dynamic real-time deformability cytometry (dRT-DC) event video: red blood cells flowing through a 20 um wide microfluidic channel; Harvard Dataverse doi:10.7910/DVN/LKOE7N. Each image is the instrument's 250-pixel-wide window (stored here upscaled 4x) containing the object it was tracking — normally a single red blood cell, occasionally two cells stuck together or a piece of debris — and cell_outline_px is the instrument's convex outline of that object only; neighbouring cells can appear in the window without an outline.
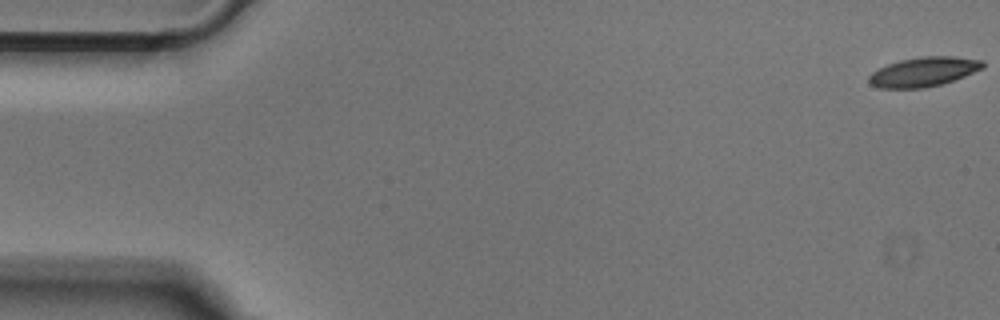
{"species": "Egyptian fruit bat (a non-hibernating species)", "species_latin": "Rousettus aegyptiacus", "temperature_condition": "cold", "stored_images_in_passage": 52, "camera_frame_rate_fps": 3000, "um_per_image_px": 0.085, "animal": {"sex": "male"}, "frame": {"image": 1, "passage_image": 1, "time_ms": 0.0, "image_size_px": [1000, 320], "cell_outline_px": [[984, 68], [964, 76], [940, 84], [924, 88], [880, 88], [872, 84], [868, 80], [868, 76], [872, 72], [888, 64], [900, 60], [920, 56], [952, 56], [984, 60]], "centroid_in_image_um": [78.52, 6.09], "position_along_channel_um": 6.5, "area_um2": 19.42}}
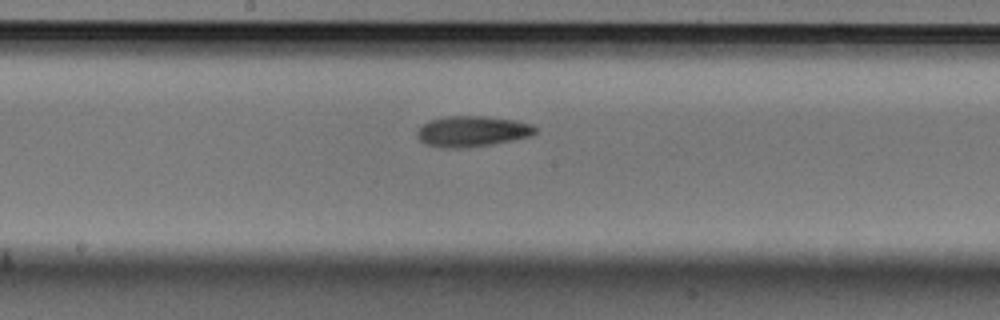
{"frame": {"image": 2, "passage_image": 27, "time_ms": 8.667, "image_size_px": [1000, 320], "cell_outline_px": [[536, 132], [532, 136], [516, 140], [492, 144], [464, 148], [440, 148], [424, 144], [416, 136], [416, 132], [428, 120], [448, 116], [484, 116], [516, 120], [532, 124], [536, 128]], "centroid_in_image_um": [40.14, 11.17], "position_along_channel_um": 208.1, "area_um2": 21.44}}
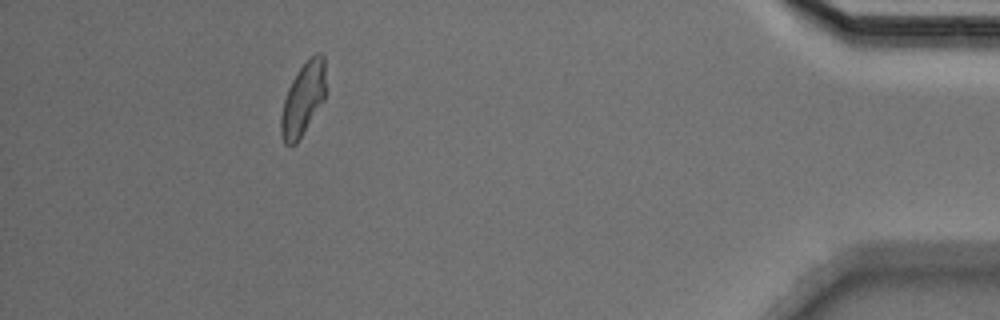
{"frame": {"image": 3, "passage_image": 47, "time_ms": 15.333, "image_size_px": [1000, 320], "cell_outline_px": [[324, 100], [296, 144], [284, 144], [280, 132], [280, 116], [284, 100], [288, 88], [292, 80], [300, 68], [316, 52], [320, 52], [324, 56]], "centroid_in_image_um": [25.74, 8.44], "position_along_channel_um": 409.5, "area_um2": 18.61}}